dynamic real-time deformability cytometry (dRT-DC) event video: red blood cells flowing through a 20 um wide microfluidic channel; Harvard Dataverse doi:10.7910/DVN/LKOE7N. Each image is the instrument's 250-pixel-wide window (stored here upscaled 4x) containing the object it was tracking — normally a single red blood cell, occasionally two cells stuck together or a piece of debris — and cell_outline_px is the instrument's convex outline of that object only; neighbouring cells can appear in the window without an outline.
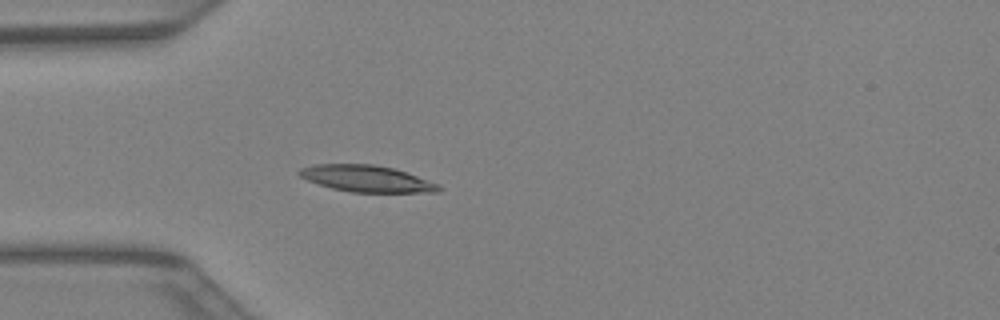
{"species": "Egyptian fruit bat (a non-hibernating species)", "species_latin": "Rousettus aegyptiacus", "temperature_condition": "warm", "stored_images_in_passage": 28, "camera_frame_rate_fps": 3000, "um_per_image_px": 0.085, "animal": {"sex": "female"}, "frame": {"image": 1, "passage_image": 1, "time_ms": 0.0, "image_size_px": [1000, 320], "cell_outline_px": [[444, 188], [440, 192], [352, 192], [332, 188], [308, 180], [300, 176], [296, 172], [300, 168], [312, 164], [372, 164], [396, 168], [440, 184]], "centroid_in_image_um": [31.21, 15.17], "position_along_channel_um": 53.8, "area_um2": 21.73}}
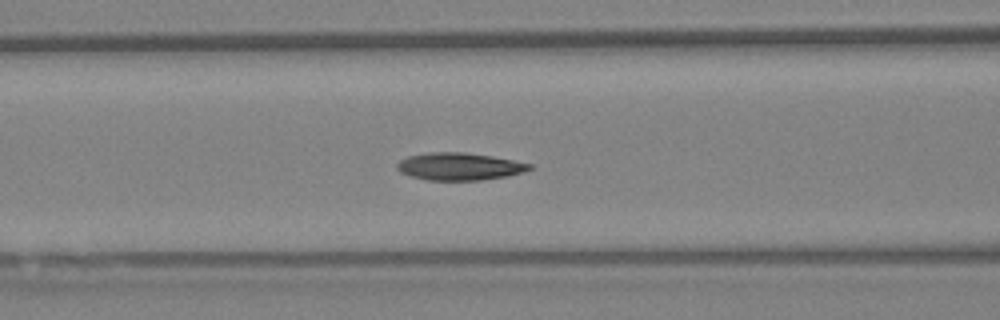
{"frame": {"image": 2, "passage_image": 6, "time_ms": 1.667, "image_size_px": [1000, 320], "cell_outline_px": [[532, 168], [524, 172], [508, 176], [480, 180], [428, 180], [408, 176], [400, 172], [396, 168], [396, 164], [400, 160], [408, 156], [428, 152], [464, 152], [492, 156], [532, 164]], "centroid_in_image_um": [39.02, 14.15], "position_along_channel_um": 127.6, "area_um2": 21.27}}
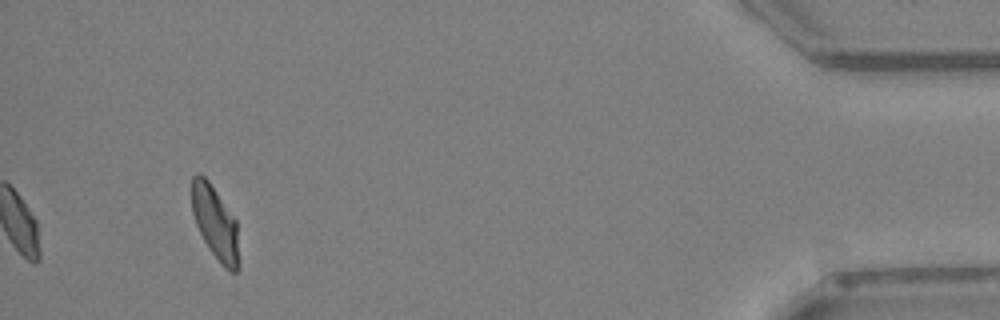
{"frame": {"image": 3, "passage_image": 28, "time_ms": 9.0, "image_size_px": [1000, 320], "cell_outline_px": [[240, 268], [236, 272], [228, 272], [220, 264], [204, 240], [196, 224], [192, 212], [192, 176], [196, 172], [200, 172], [208, 180], [236, 220], [240, 264]], "centroid_in_image_um": [18.31, 18.97], "position_along_channel_um": 416.9, "area_um2": 20.23}}